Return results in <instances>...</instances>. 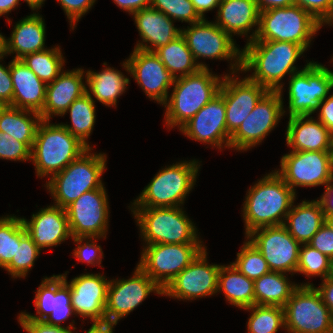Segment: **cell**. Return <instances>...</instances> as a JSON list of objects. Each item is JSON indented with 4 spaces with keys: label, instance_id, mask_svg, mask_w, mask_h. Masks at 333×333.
Instances as JSON below:
<instances>
[{
    "label": "cell",
    "instance_id": "6da1fadb",
    "mask_svg": "<svg viewBox=\"0 0 333 333\" xmlns=\"http://www.w3.org/2000/svg\"><path fill=\"white\" fill-rule=\"evenodd\" d=\"M304 51L301 45L292 42L249 41L242 51L241 71L253 69V76L247 77L249 80L269 91L281 92L280 80L286 73L299 72L293 65Z\"/></svg>",
    "mask_w": 333,
    "mask_h": 333
},
{
    "label": "cell",
    "instance_id": "7a4b0ae2",
    "mask_svg": "<svg viewBox=\"0 0 333 333\" xmlns=\"http://www.w3.org/2000/svg\"><path fill=\"white\" fill-rule=\"evenodd\" d=\"M295 196L276 171L259 180L249 189L243 207L246 235L257 228L283 225L286 221L281 218H286Z\"/></svg>",
    "mask_w": 333,
    "mask_h": 333
},
{
    "label": "cell",
    "instance_id": "3957f363",
    "mask_svg": "<svg viewBox=\"0 0 333 333\" xmlns=\"http://www.w3.org/2000/svg\"><path fill=\"white\" fill-rule=\"evenodd\" d=\"M88 149L61 124L52 125L49 120H42L31 149V159L38 176L43 177L49 173L53 176Z\"/></svg>",
    "mask_w": 333,
    "mask_h": 333
},
{
    "label": "cell",
    "instance_id": "277c9868",
    "mask_svg": "<svg viewBox=\"0 0 333 333\" xmlns=\"http://www.w3.org/2000/svg\"><path fill=\"white\" fill-rule=\"evenodd\" d=\"M222 82L223 79L220 81V77L212 75L208 68H201L196 73L176 78L173 93L163 104L167 106V125H184L219 94Z\"/></svg>",
    "mask_w": 333,
    "mask_h": 333
},
{
    "label": "cell",
    "instance_id": "5b68a950",
    "mask_svg": "<svg viewBox=\"0 0 333 333\" xmlns=\"http://www.w3.org/2000/svg\"><path fill=\"white\" fill-rule=\"evenodd\" d=\"M322 25L306 10L293 4L260 12L259 27L250 41H283L301 45L305 50Z\"/></svg>",
    "mask_w": 333,
    "mask_h": 333
},
{
    "label": "cell",
    "instance_id": "8992f818",
    "mask_svg": "<svg viewBox=\"0 0 333 333\" xmlns=\"http://www.w3.org/2000/svg\"><path fill=\"white\" fill-rule=\"evenodd\" d=\"M89 148L64 170L54 174L46 184L55 199V205L66 208L83 193L101 188L100 177L106 166L105 154L89 155Z\"/></svg>",
    "mask_w": 333,
    "mask_h": 333
},
{
    "label": "cell",
    "instance_id": "52a82bcc",
    "mask_svg": "<svg viewBox=\"0 0 333 333\" xmlns=\"http://www.w3.org/2000/svg\"><path fill=\"white\" fill-rule=\"evenodd\" d=\"M137 208V209H136ZM135 215L147 245L200 244L196 229L180 207H135Z\"/></svg>",
    "mask_w": 333,
    "mask_h": 333
},
{
    "label": "cell",
    "instance_id": "ba28073f",
    "mask_svg": "<svg viewBox=\"0 0 333 333\" xmlns=\"http://www.w3.org/2000/svg\"><path fill=\"white\" fill-rule=\"evenodd\" d=\"M198 164L195 160L176 163L165 168L144 188L136 207H179L196 181ZM179 204V205H178Z\"/></svg>",
    "mask_w": 333,
    "mask_h": 333
},
{
    "label": "cell",
    "instance_id": "9c48e42d",
    "mask_svg": "<svg viewBox=\"0 0 333 333\" xmlns=\"http://www.w3.org/2000/svg\"><path fill=\"white\" fill-rule=\"evenodd\" d=\"M283 308L289 333H333L332 314L312 284L299 285Z\"/></svg>",
    "mask_w": 333,
    "mask_h": 333
},
{
    "label": "cell",
    "instance_id": "30bf717a",
    "mask_svg": "<svg viewBox=\"0 0 333 333\" xmlns=\"http://www.w3.org/2000/svg\"><path fill=\"white\" fill-rule=\"evenodd\" d=\"M333 88V72L321 64L309 62L292 74L289 82V115L310 116Z\"/></svg>",
    "mask_w": 333,
    "mask_h": 333
},
{
    "label": "cell",
    "instance_id": "8fae6325",
    "mask_svg": "<svg viewBox=\"0 0 333 333\" xmlns=\"http://www.w3.org/2000/svg\"><path fill=\"white\" fill-rule=\"evenodd\" d=\"M205 247L202 244H152L138 266L163 290Z\"/></svg>",
    "mask_w": 333,
    "mask_h": 333
},
{
    "label": "cell",
    "instance_id": "7c38bea8",
    "mask_svg": "<svg viewBox=\"0 0 333 333\" xmlns=\"http://www.w3.org/2000/svg\"><path fill=\"white\" fill-rule=\"evenodd\" d=\"M276 173L293 191L295 186H326L333 180V152L291 151Z\"/></svg>",
    "mask_w": 333,
    "mask_h": 333
},
{
    "label": "cell",
    "instance_id": "4fadbf2b",
    "mask_svg": "<svg viewBox=\"0 0 333 333\" xmlns=\"http://www.w3.org/2000/svg\"><path fill=\"white\" fill-rule=\"evenodd\" d=\"M248 238L263 255L270 271L296 272L300 243L290 235L284 224L254 229L247 234Z\"/></svg>",
    "mask_w": 333,
    "mask_h": 333
},
{
    "label": "cell",
    "instance_id": "5bb4252c",
    "mask_svg": "<svg viewBox=\"0 0 333 333\" xmlns=\"http://www.w3.org/2000/svg\"><path fill=\"white\" fill-rule=\"evenodd\" d=\"M65 209L72 238L105 236L109 210L104 186L83 193Z\"/></svg>",
    "mask_w": 333,
    "mask_h": 333
},
{
    "label": "cell",
    "instance_id": "9a60e30c",
    "mask_svg": "<svg viewBox=\"0 0 333 333\" xmlns=\"http://www.w3.org/2000/svg\"><path fill=\"white\" fill-rule=\"evenodd\" d=\"M281 92L268 91L230 136V147L247 150L266 137L284 114Z\"/></svg>",
    "mask_w": 333,
    "mask_h": 333
},
{
    "label": "cell",
    "instance_id": "2e32d148",
    "mask_svg": "<svg viewBox=\"0 0 333 333\" xmlns=\"http://www.w3.org/2000/svg\"><path fill=\"white\" fill-rule=\"evenodd\" d=\"M181 35L195 60L200 57L231 60L235 58L237 61L231 65V69L233 73L234 69L241 70L242 51H239L232 37L216 23L207 22L204 18L200 22L191 24L190 28L181 30Z\"/></svg>",
    "mask_w": 333,
    "mask_h": 333
},
{
    "label": "cell",
    "instance_id": "e0dca14e",
    "mask_svg": "<svg viewBox=\"0 0 333 333\" xmlns=\"http://www.w3.org/2000/svg\"><path fill=\"white\" fill-rule=\"evenodd\" d=\"M133 276L128 280L109 282L106 321L117 324L121 317L133 311L152 291L162 295L163 290L139 266Z\"/></svg>",
    "mask_w": 333,
    "mask_h": 333
},
{
    "label": "cell",
    "instance_id": "ac0fdd59",
    "mask_svg": "<svg viewBox=\"0 0 333 333\" xmlns=\"http://www.w3.org/2000/svg\"><path fill=\"white\" fill-rule=\"evenodd\" d=\"M206 248L162 291L163 295L193 299L217 293L220 265H209Z\"/></svg>",
    "mask_w": 333,
    "mask_h": 333
},
{
    "label": "cell",
    "instance_id": "d6986e66",
    "mask_svg": "<svg viewBox=\"0 0 333 333\" xmlns=\"http://www.w3.org/2000/svg\"><path fill=\"white\" fill-rule=\"evenodd\" d=\"M123 66L133 75L148 97L161 104L166 103L168 89L174 84L175 78L154 52L135 48Z\"/></svg>",
    "mask_w": 333,
    "mask_h": 333
},
{
    "label": "cell",
    "instance_id": "ffe728a7",
    "mask_svg": "<svg viewBox=\"0 0 333 333\" xmlns=\"http://www.w3.org/2000/svg\"><path fill=\"white\" fill-rule=\"evenodd\" d=\"M65 275L46 277L39 286L34 304L37 314L41 316L22 312L18 318L45 321L50 325L61 326L58 323L66 320L71 313H75L71 304L70 287Z\"/></svg>",
    "mask_w": 333,
    "mask_h": 333
},
{
    "label": "cell",
    "instance_id": "44dd1931",
    "mask_svg": "<svg viewBox=\"0 0 333 333\" xmlns=\"http://www.w3.org/2000/svg\"><path fill=\"white\" fill-rule=\"evenodd\" d=\"M268 91L267 88L247 77L237 81V78L234 79L232 76H224L219 93L224 97L227 131L230 136Z\"/></svg>",
    "mask_w": 333,
    "mask_h": 333
},
{
    "label": "cell",
    "instance_id": "7402d4cb",
    "mask_svg": "<svg viewBox=\"0 0 333 333\" xmlns=\"http://www.w3.org/2000/svg\"><path fill=\"white\" fill-rule=\"evenodd\" d=\"M180 130L195 141L210 143L219 149L226 142L225 146L230 147L224 97L219 93L182 125Z\"/></svg>",
    "mask_w": 333,
    "mask_h": 333
},
{
    "label": "cell",
    "instance_id": "603a6c76",
    "mask_svg": "<svg viewBox=\"0 0 333 333\" xmlns=\"http://www.w3.org/2000/svg\"><path fill=\"white\" fill-rule=\"evenodd\" d=\"M109 282L100 274H83L72 279L68 285L75 314L93 322L105 321Z\"/></svg>",
    "mask_w": 333,
    "mask_h": 333
},
{
    "label": "cell",
    "instance_id": "cb8c5ba5",
    "mask_svg": "<svg viewBox=\"0 0 333 333\" xmlns=\"http://www.w3.org/2000/svg\"><path fill=\"white\" fill-rule=\"evenodd\" d=\"M27 234L40 248L52 247L71 237L65 208L49 206L32 215L31 221L22 218Z\"/></svg>",
    "mask_w": 333,
    "mask_h": 333
},
{
    "label": "cell",
    "instance_id": "d4e9b609",
    "mask_svg": "<svg viewBox=\"0 0 333 333\" xmlns=\"http://www.w3.org/2000/svg\"><path fill=\"white\" fill-rule=\"evenodd\" d=\"M83 73V69L61 72L53 82L47 84L45 103L40 113L42 120H49L53 114L64 115L68 107L86 93Z\"/></svg>",
    "mask_w": 333,
    "mask_h": 333
},
{
    "label": "cell",
    "instance_id": "484cf974",
    "mask_svg": "<svg viewBox=\"0 0 333 333\" xmlns=\"http://www.w3.org/2000/svg\"><path fill=\"white\" fill-rule=\"evenodd\" d=\"M309 116H289L286 142L292 151L333 152V134Z\"/></svg>",
    "mask_w": 333,
    "mask_h": 333
},
{
    "label": "cell",
    "instance_id": "4316f807",
    "mask_svg": "<svg viewBox=\"0 0 333 333\" xmlns=\"http://www.w3.org/2000/svg\"><path fill=\"white\" fill-rule=\"evenodd\" d=\"M13 82L12 106L41 113L45 103L47 84H44L21 59L10 63Z\"/></svg>",
    "mask_w": 333,
    "mask_h": 333
},
{
    "label": "cell",
    "instance_id": "83f0119b",
    "mask_svg": "<svg viewBox=\"0 0 333 333\" xmlns=\"http://www.w3.org/2000/svg\"><path fill=\"white\" fill-rule=\"evenodd\" d=\"M133 15L143 42H150L155 47L138 43L136 49L154 52L181 35V29L173 26L172 19L152 7L143 8Z\"/></svg>",
    "mask_w": 333,
    "mask_h": 333
},
{
    "label": "cell",
    "instance_id": "f1b7e54d",
    "mask_svg": "<svg viewBox=\"0 0 333 333\" xmlns=\"http://www.w3.org/2000/svg\"><path fill=\"white\" fill-rule=\"evenodd\" d=\"M45 24L41 16L31 14L20 20L8 41L1 36V53H16L14 59H21L25 55L46 50Z\"/></svg>",
    "mask_w": 333,
    "mask_h": 333
},
{
    "label": "cell",
    "instance_id": "f546056e",
    "mask_svg": "<svg viewBox=\"0 0 333 333\" xmlns=\"http://www.w3.org/2000/svg\"><path fill=\"white\" fill-rule=\"evenodd\" d=\"M217 25L232 37V33L245 35L258 25L260 11L255 0H223L219 3Z\"/></svg>",
    "mask_w": 333,
    "mask_h": 333
},
{
    "label": "cell",
    "instance_id": "4dcf8cb0",
    "mask_svg": "<svg viewBox=\"0 0 333 333\" xmlns=\"http://www.w3.org/2000/svg\"><path fill=\"white\" fill-rule=\"evenodd\" d=\"M284 225L290 235L300 244H308L317 231L325 224V215L319 200L303 201L293 207L286 216Z\"/></svg>",
    "mask_w": 333,
    "mask_h": 333
},
{
    "label": "cell",
    "instance_id": "1f68e13d",
    "mask_svg": "<svg viewBox=\"0 0 333 333\" xmlns=\"http://www.w3.org/2000/svg\"><path fill=\"white\" fill-rule=\"evenodd\" d=\"M254 281L235 269L232 264L221 266L217 291L222 290L234 306L245 309L255 305Z\"/></svg>",
    "mask_w": 333,
    "mask_h": 333
},
{
    "label": "cell",
    "instance_id": "d6a6232c",
    "mask_svg": "<svg viewBox=\"0 0 333 333\" xmlns=\"http://www.w3.org/2000/svg\"><path fill=\"white\" fill-rule=\"evenodd\" d=\"M29 113L34 116V120L27 117ZM41 121L42 118L39 113L6 105L0 113V131L25 143L32 149L37 128Z\"/></svg>",
    "mask_w": 333,
    "mask_h": 333
},
{
    "label": "cell",
    "instance_id": "836d02e7",
    "mask_svg": "<svg viewBox=\"0 0 333 333\" xmlns=\"http://www.w3.org/2000/svg\"><path fill=\"white\" fill-rule=\"evenodd\" d=\"M154 53L175 79L196 73L201 68H207L203 63H195V58L182 35L167 45L157 48ZM178 71H181L179 76L175 74Z\"/></svg>",
    "mask_w": 333,
    "mask_h": 333
},
{
    "label": "cell",
    "instance_id": "e575fe53",
    "mask_svg": "<svg viewBox=\"0 0 333 333\" xmlns=\"http://www.w3.org/2000/svg\"><path fill=\"white\" fill-rule=\"evenodd\" d=\"M282 272L270 271L254 281L255 305L284 307L298 285L289 284Z\"/></svg>",
    "mask_w": 333,
    "mask_h": 333
},
{
    "label": "cell",
    "instance_id": "d590c367",
    "mask_svg": "<svg viewBox=\"0 0 333 333\" xmlns=\"http://www.w3.org/2000/svg\"><path fill=\"white\" fill-rule=\"evenodd\" d=\"M86 79L91 93L102 104L116 105L117 98L129 84V78L112 68H105L99 73L87 71Z\"/></svg>",
    "mask_w": 333,
    "mask_h": 333
},
{
    "label": "cell",
    "instance_id": "8d00e7d4",
    "mask_svg": "<svg viewBox=\"0 0 333 333\" xmlns=\"http://www.w3.org/2000/svg\"><path fill=\"white\" fill-rule=\"evenodd\" d=\"M94 102L91 94L86 90V93L77 98L67 109L70 112L72 127L67 124H61L88 148L91 147L86 140L92 132L96 117Z\"/></svg>",
    "mask_w": 333,
    "mask_h": 333
},
{
    "label": "cell",
    "instance_id": "74e56055",
    "mask_svg": "<svg viewBox=\"0 0 333 333\" xmlns=\"http://www.w3.org/2000/svg\"><path fill=\"white\" fill-rule=\"evenodd\" d=\"M62 57L57 47L25 55L21 60L41 81L49 84L61 73L64 63Z\"/></svg>",
    "mask_w": 333,
    "mask_h": 333
},
{
    "label": "cell",
    "instance_id": "f35d334b",
    "mask_svg": "<svg viewBox=\"0 0 333 333\" xmlns=\"http://www.w3.org/2000/svg\"><path fill=\"white\" fill-rule=\"evenodd\" d=\"M249 309L253 313L248 320V333H276L279 327L285 328L283 307L253 305L245 308Z\"/></svg>",
    "mask_w": 333,
    "mask_h": 333
},
{
    "label": "cell",
    "instance_id": "ab89813d",
    "mask_svg": "<svg viewBox=\"0 0 333 333\" xmlns=\"http://www.w3.org/2000/svg\"><path fill=\"white\" fill-rule=\"evenodd\" d=\"M40 250L22 224L20 226V245H17L16 256L4 269L8 270L12 277H25L40 254Z\"/></svg>",
    "mask_w": 333,
    "mask_h": 333
},
{
    "label": "cell",
    "instance_id": "60d3db41",
    "mask_svg": "<svg viewBox=\"0 0 333 333\" xmlns=\"http://www.w3.org/2000/svg\"><path fill=\"white\" fill-rule=\"evenodd\" d=\"M22 218L7 216L0 219V267L5 268L16 256L20 245Z\"/></svg>",
    "mask_w": 333,
    "mask_h": 333
},
{
    "label": "cell",
    "instance_id": "b9f144b4",
    "mask_svg": "<svg viewBox=\"0 0 333 333\" xmlns=\"http://www.w3.org/2000/svg\"><path fill=\"white\" fill-rule=\"evenodd\" d=\"M232 266L253 281L270 272L263 255L250 241L245 242L241 252L237 253L236 262Z\"/></svg>",
    "mask_w": 333,
    "mask_h": 333
},
{
    "label": "cell",
    "instance_id": "7bdbcfd3",
    "mask_svg": "<svg viewBox=\"0 0 333 333\" xmlns=\"http://www.w3.org/2000/svg\"><path fill=\"white\" fill-rule=\"evenodd\" d=\"M331 259L325 254L320 253L317 249L308 244H304L299 249V261L296 272L306 276L320 275L323 279L329 277Z\"/></svg>",
    "mask_w": 333,
    "mask_h": 333
},
{
    "label": "cell",
    "instance_id": "ee69618b",
    "mask_svg": "<svg viewBox=\"0 0 333 333\" xmlns=\"http://www.w3.org/2000/svg\"><path fill=\"white\" fill-rule=\"evenodd\" d=\"M150 7L163 12L170 19L174 18V20H182L190 24L202 20L190 0H151Z\"/></svg>",
    "mask_w": 333,
    "mask_h": 333
},
{
    "label": "cell",
    "instance_id": "f6af8a7d",
    "mask_svg": "<svg viewBox=\"0 0 333 333\" xmlns=\"http://www.w3.org/2000/svg\"><path fill=\"white\" fill-rule=\"evenodd\" d=\"M0 158L26 161L31 159V149L25 143L0 131Z\"/></svg>",
    "mask_w": 333,
    "mask_h": 333
},
{
    "label": "cell",
    "instance_id": "bcb514c9",
    "mask_svg": "<svg viewBox=\"0 0 333 333\" xmlns=\"http://www.w3.org/2000/svg\"><path fill=\"white\" fill-rule=\"evenodd\" d=\"M295 4L308 11L321 25H332L333 0H295Z\"/></svg>",
    "mask_w": 333,
    "mask_h": 333
},
{
    "label": "cell",
    "instance_id": "7dc6e473",
    "mask_svg": "<svg viewBox=\"0 0 333 333\" xmlns=\"http://www.w3.org/2000/svg\"><path fill=\"white\" fill-rule=\"evenodd\" d=\"M89 239L90 241H94L91 240L93 238H99V237H73L72 239L74 240V242H77L78 247L76 248V250L74 249V257L78 258V260L82 261H86L87 263L90 264H94L95 262H97L98 264L101 263V255L103 256V252L100 246L96 245L94 242L89 243L88 241L83 244L82 246L79 245L82 243V241L84 239ZM100 254V255H97Z\"/></svg>",
    "mask_w": 333,
    "mask_h": 333
},
{
    "label": "cell",
    "instance_id": "c3c4849f",
    "mask_svg": "<svg viewBox=\"0 0 333 333\" xmlns=\"http://www.w3.org/2000/svg\"><path fill=\"white\" fill-rule=\"evenodd\" d=\"M308 245L325 254L329 259H332L333 231L324 224L308 242Z\"/></svg>",
    "mask_w": 333,
    "mask_h": 333
},
{
    "label": "cell",
    "instance_id": "681fc988",
    "mask_svg": "<svg viewBox=\"0 0 333 333\" xmlns=\"http://www.w3.org/2000/svg\"><path fill=\"white\" fill-rule=\"evenodd\" d=\"M61 3L63 10L68 16L71 27L74 29L76 21L84 15L93 5L95 0H57ZM73 25V26H72Z\"/></svg>",
    "mask_w": 333,
    "mask_h": 333
},
{
    "label": "cell",
    "instance_id": "f907efd6",
    "mask_svg": "<svg viewBox=\"0 0 333 333\" xmlns=\"http://www.w3.org/2000/svg\"><path fill=\"white\" fill-rule=\"evenodd\" d=\"M24 330L28 333H72L71 324L64 328L63 326H54L47 324L45 321H37L32 319H19Z\"/></svg>",
    "mask_w": 333,
    "mask_h": 333
},
{
    "label": "cell",
    "instance_id": "816d5d0a",
    "mask_svg": "<svg viewBox=\"0 0 333 333\" xmlns=\"http://www.w3.org/2000/svg\"><path fill=\"white\" fill-rule=\"evenodd\" d=\"M13 82L10 73V64L5 68L0 64V101L12 106Z\"/></svg>",
    "mask_w": 333,
    "mask_h": 333
},
{
    "label": "cell",
    "instance_id": "f5cc1de1",
    "mask_svg": "<svg viewBox=\"0 0 333 333\" xmlns=\"http://www.w3.org/2000/svg\"><path fill=\"white\" fill-rule=\"evenodd\" d=\"M321 107L319 121L333 134V95L321 101L317 110Z\"/></svg>",
    "mask_w": 333,
    "mask_h": 333
},
{
    "label": "cell",
    "instance_id": "db71d44e",
    "mask_svg": "<svg viewBox=\"0 0 333 333\" xmlns=\"http://www.w3.org/2000/svg\"><path fill=\"white\" fill-rule=\"evenodd\" d=\"M315 289L320 294L323 303L329 308L333 318V279L325 278L320 288Z\"/></svg>",
    "mask_w": 333,
    "mask_h": 333
},
{
    "label": "cell",
    "instance_id": "11a10c76",
    "mask_svg": "<svg viewBox=\"0 0 333 333\" xmlns=\"http://www.w3.org/2000/svg\"><path fill=\"white\" fill-rule=\"evenodd\" d=\"M114 2L131 14L135 12L150 7L151 0H114Z\"/></svg>",
    "mask_w": 333,
    "mask_h": 333
},
{
    "label": "cell",
    "instance_id": "9f6ffc18",
    "mask_svg": "<svg viewBox=\"0 0 333 333\" xmlns=\"http://www.w3.org/2000/svg\"><path fill=\"white\" fill-rule=\"evenodd\" d=\"M331 182L333 183V180L326 184L325 193L319 200L325 217L333 216V184Z\"/></svg>",
    "mask_w": 333,
    "mask_h": 333
},
{
    "label": "cell",
    "instance_id": "6f0895ef",
    "mask_svg": "<svg viewBox=\"0 0 333 333\" xmlns=\"http://www.w3.org/2000/svg\"><path fill=\"white\" fill-rule=\"evenodd\" d=\"M259 11L268 10L271 8H282L295 4V0H255Z\"/></svg>",
    "mask_w": 333,
    "mask_h": 333
},
{
    "label": "cell",
    "instance_id": "680465c9",
    "mask_svg": "<svg viewBox=\"0 0 333 333\" xmlns=\"http://www.w3.org/2000/svg\"><path fill=\"white\" fill-rule=\"evenodd\" d=\"M198 15L204 19V12L219 6V0H190Z\"/></svg>",
    "mask_w": 333,
    "mask_h": 333
},
{
    "label": "cell",
    "instance_id": "91938a15",
    "mask_svg": "<svg viewBox=\"0 0 333 333\" xmlns=\"http://www.w3.org/2000/svg\"><path fill=\"white\" fill-rule=\"evenodd\" d=\"M116 323L110 321L93 322L87 333H113V327Z\"/></svg>",
    "mask_w": 333,
    "mask_h": 333
},
{
    "label": "cell",
    "instance_id": "94428289",
    "mask_svg": "<svg viewBox=\"0 0 333 333\" xmlns=\"http://www.w3.org/2000/svg\"><path fill=\"white\" fill-rule=\"evenodd\" d=\"M19 4V0H0V16L9 13Z\"/></svg>",
    "mask_w": 333,
    "mask_h": 333
},
{
    "label": "cell",
    "instance_id": "6125c7cd",
    "mask_svg": "<svg viewBox=\"0 0 333 333\" xmlns=\"http://www.w3.org/2000/svg\"><path fill=\"white\" fill-rule=\"evenodd\" d=\"M28 3L29 7L33 10L39 8L45 0H24Z\"/></svg>",
    "mask_w": 333,
    "mask_h": 333
},
{
    "label": "cell",
    "instance_id": "be15d7a7",
    "mask_svg": "<svg viewBox=\"0 0 333 333\" xmlns=\"http://www.w3.org/2000/svg\"><path fill=\"white\" fill-rule=\"evenodd\" d=\"M325 225L333 231V216L325 217Z\"/></svg>",
    "mask_w": 333,
    "mask_h": 333
},
{
    "label": "cell",
    "instance_id": "e7e4bbea",
    "mask_svg": "<svg viewBox=\"0 0 333 333\" xmlns=\"http://www.w3.org/2000/svg\"><path fill=\"white\" fill-rule=\"evenodd\" d=\"M329 278L333 279V258L331 259Z\"/></svg>",
    "mask_w": 333,
    "mask_h": 333
},
{
    "label": "cell",
    "instance_id": "03108f58",
    "mask_svg": "<svg viewBox=\"0 0 333 333\" xmlns=\"http://www.w3.org/2000/svg\"><path fill=\"white\" fill-rule=\"evenodd\" d=\"M5 107L6 105L2 101H0V113Z\"/></svg>",
    "mask_w": 333,
    "mask_h": 333
},
{
    "label": "cell",
    "instance_id": "003e7915",
    "mask_svg": "<svg viewBox=\"0 0 333 333\" xmlns=\"http://www.w3.org/2000/svg\"><path fill=\"white\" fill-rule=\"evenodd\" d=\"M1 34H0V60L2 59V57L4 56L2 53H1Z\"/></svg>",
    "mask_w": 333,
    "mask_h": 333
}]
</instances>
